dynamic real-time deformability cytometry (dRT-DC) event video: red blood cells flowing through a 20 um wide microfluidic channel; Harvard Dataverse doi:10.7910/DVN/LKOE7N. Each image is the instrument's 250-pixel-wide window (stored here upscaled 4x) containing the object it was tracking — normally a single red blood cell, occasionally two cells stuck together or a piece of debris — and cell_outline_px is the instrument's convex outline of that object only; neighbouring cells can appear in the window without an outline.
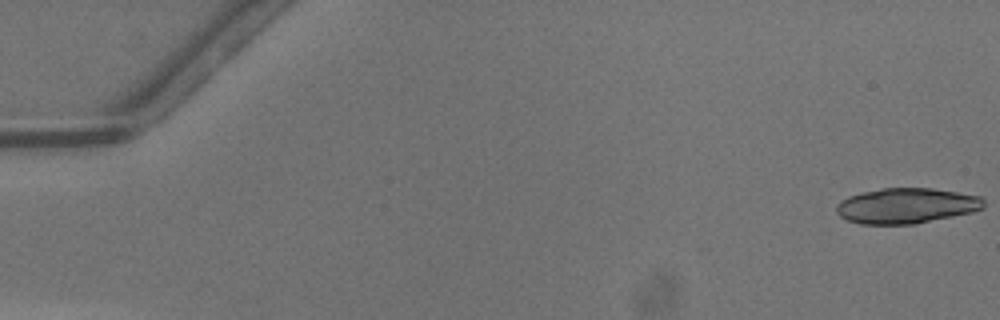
{"species": "common noctule bat (a hibernating species)", "species_latin": "Nyctalus noctula", "temperature_condition": "warm", "stored_images_in_passage": 19, "camera_frame_rate_fps": 3000, "um_per_image_px": 0.085, "animal": {"sex": "male", "body_mass_g": 13.3}, "frame": {"image": 1, "passage_image": 1, "time_ms": 0.0, "image_size_px": [1000, 320], "cell_outline_px": [[984, 208], [972, 212], [916, 224], [860, 224], [848, 220], [840, 216], [836, 212], [836, 204], [840, 200], [848, 196], [880, 188], [932, 188], [980, 196], [984, 200]], "centroid_in_image_um": [77.03, 17.49], "position_along_channel_um": 8.0, "area_um2": 30.46}}
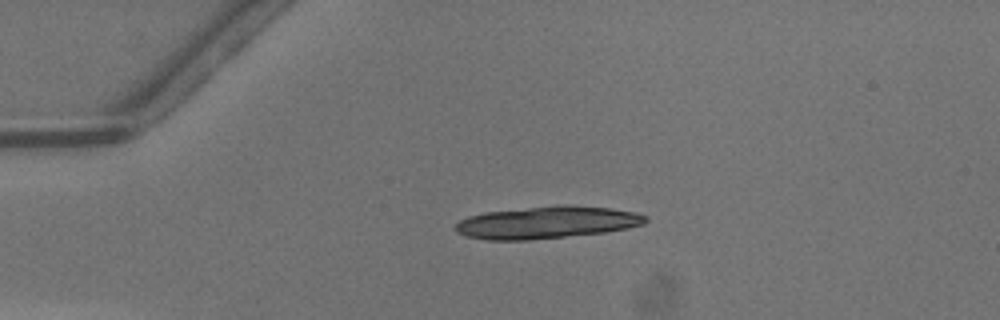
{"frame": {"image": 2, "passage_image": 12, "time_ms": 3.667, "image_size_px": [1000, 320], "cell_outline_px": [[648, 220], [644, 224], [628, 228], [604, 232], [528, 240], [488, 240], [464, 236], [456, 232], [452, 228], [460, 220], [468, 216], [484, 212], [564, 204], [612, 208], [636, 212], [648, 216]], "centroid_in_image_um": [46.47, 18.9], "position_along_channel_um": 38.5, "area_um2": 35.89}}